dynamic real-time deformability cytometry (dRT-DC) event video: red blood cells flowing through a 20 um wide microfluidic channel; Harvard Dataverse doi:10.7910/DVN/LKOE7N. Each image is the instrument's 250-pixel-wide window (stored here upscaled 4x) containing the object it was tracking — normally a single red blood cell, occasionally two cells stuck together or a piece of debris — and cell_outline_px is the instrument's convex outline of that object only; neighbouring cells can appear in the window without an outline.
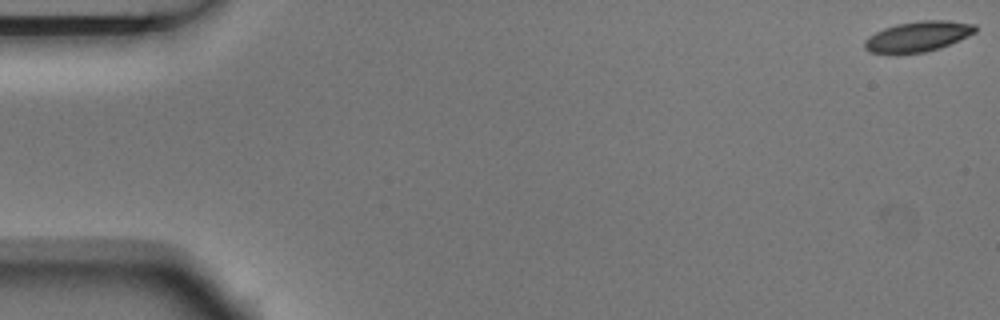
{"species": "Egyptian fruit bat (a non-hibernating species)", "species_latin": "Rousettus aegyptiacus", "temperature_condition": "room temperature", "stored_images_in_passage": 6, "camera_frame_rate_fps": 3000, "um_per_image_px": 0.085, "animal": {"sex": "male"}, "frame": {"image": 1, "passage_image": 1, "time_ms": 0.0, "image_size_px": [1000, 320], "cell_outline_px": [[976, 32], [968, 36], [940, 48], [924, 52], [872, 52], [864, 48], [864, 40], [868, 36], [884, 28], [896, 24], [924, 20], [948, 20], [976, 24]], "centroid_in_image_um": [78.06, 3.07], "position_along_channel_um": 6.9, "area_um2": 19.25}}
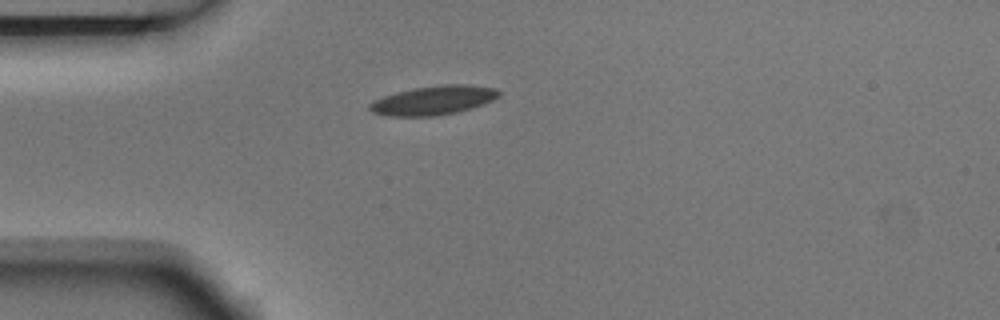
{"frame": {"image": 2, "passage_image": 5, "time_ms": 1.333, "image_size_px": [1000, 320], "cell_outline_px": [[500, 96], [484, 104], [472, 108], [456, 112], [436, 116], [388, 116], [372, 112], [368, 108], [368, 104], [384, 96], [396, 92], [412, 88], [444, 84], [468, 84], [496, 88], [500, 92]], "centroid_in_image_um": [36.86, 8.52], "position_along_channel_um": 48.1, "area_um2": 21.96}}